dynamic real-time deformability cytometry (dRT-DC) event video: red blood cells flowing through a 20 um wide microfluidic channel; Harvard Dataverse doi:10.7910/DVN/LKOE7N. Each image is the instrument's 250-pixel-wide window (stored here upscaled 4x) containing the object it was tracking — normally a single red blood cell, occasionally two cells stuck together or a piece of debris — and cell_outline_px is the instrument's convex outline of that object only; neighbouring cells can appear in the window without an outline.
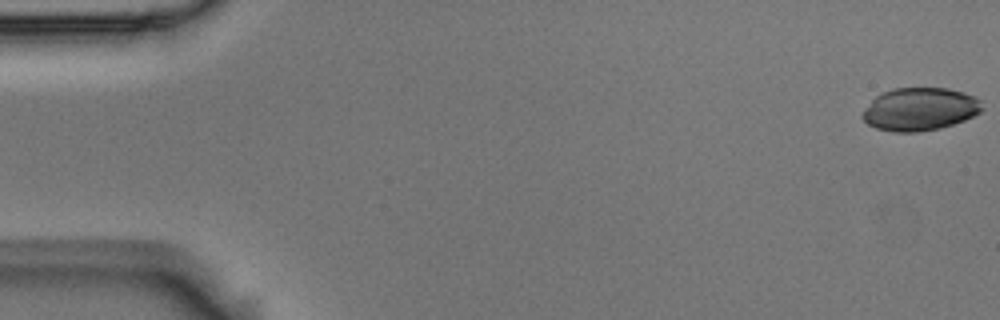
{"species": "Egyptian fruit bat (a non-hibernating species)", "species_latin": "Rousettus aegyptiacus", "temperature_condition": "room temperature", "stored_images_in_passage": 5, "camera_frame_rate_fps": 3000, "um_per_image_px": 0.085, "animal": {"sex": "male"}, "frame": {"image": 1, "passage_image": 1, "time_ms": 0.0, "image_size_px": [1000, 320], "cell_outline_px": [[984, 108], [980, 112], [964, 120], [940, 128], [916, 132], [892, 132], [876, 128], [868, 124], [860, 116], [864, 108], [876, 96], [892, 88], [948, 88], [964, 92], [980, 100]], "centroid_in_image_um": [78.17, 9.28], "position_along_channel_um": 6.8, "area_um2": 29.94}}
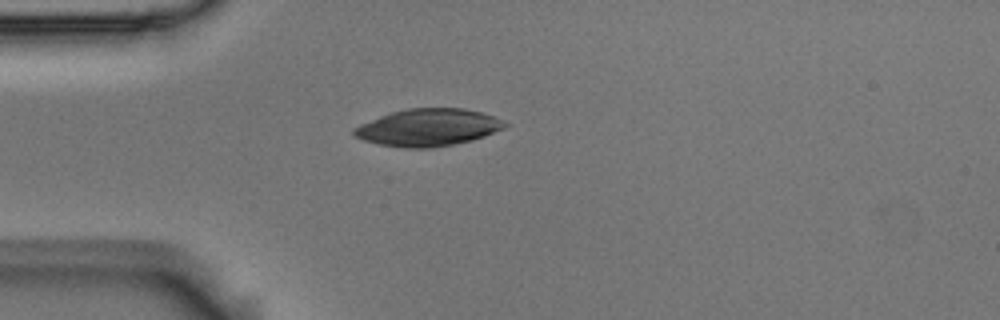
{"frame": {"image": 2, "passage_image": 5, "time_ms": 1.333, "image_size_px": [1000, 320], "cell_outline_px": [[508, 124], [504, 128], [484, 136], [472, 140], [432, 148], [400, 148], [376, 144], [364, 140], [356, 136], [352, 132], [352, 128], [360, 124], [380, 116], [392, 112], [408, 108], [464, 108], [480, 112], [504, 120]], "centroid_in_image_um": [36.37, 10.84], "position_along_channel_um": 48.6, "area_um2": 32.71}}